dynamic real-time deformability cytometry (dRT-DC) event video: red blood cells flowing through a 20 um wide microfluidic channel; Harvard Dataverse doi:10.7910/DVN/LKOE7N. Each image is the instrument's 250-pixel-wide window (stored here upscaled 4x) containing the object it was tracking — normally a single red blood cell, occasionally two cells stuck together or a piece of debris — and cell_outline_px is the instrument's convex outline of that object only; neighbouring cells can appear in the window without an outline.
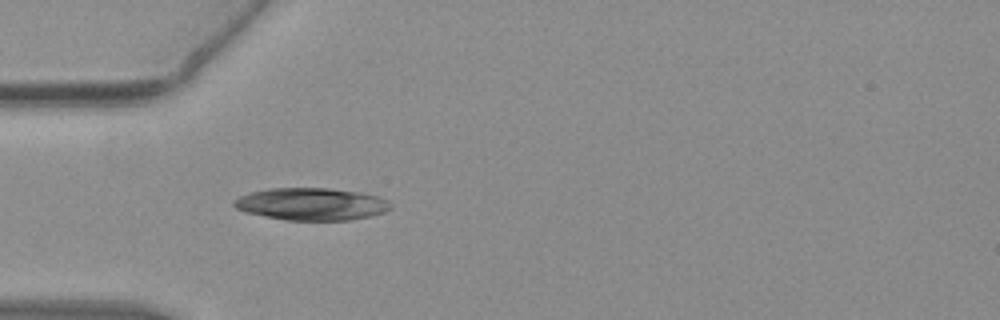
{"species": "common noctule bat (a hibernating species)", "species_latin": "Nyctalus noctula", "temperature_condition": "warm", "stored_images_in_passage": 41, "camera_frame_rate_fps": 3000, "um_per_image_px": 0.085, "animal": {"sex": "female", "body_mass_g": 19.3, "forearm_length_mm": 54.1}, "frame": {"image": 1, "passage_image": 4, "time_ms": 1.0, "image_size_px": [1000, 320], "cell_outline_px": [[392, 208], [384, 212], [372, 216], [352, 220], [284, 220], [244, 212], [236, 208], [232, 204], [232, 200], [240, 196], [252, 192], [268, 188], [328, 188], [360, 192], [376, 196], [388, 200], [392, 204]], "centroid_in_image_um": [26.48, 17.35], "position_along_channel_um": 58.5, "area_um2": 29.71}}
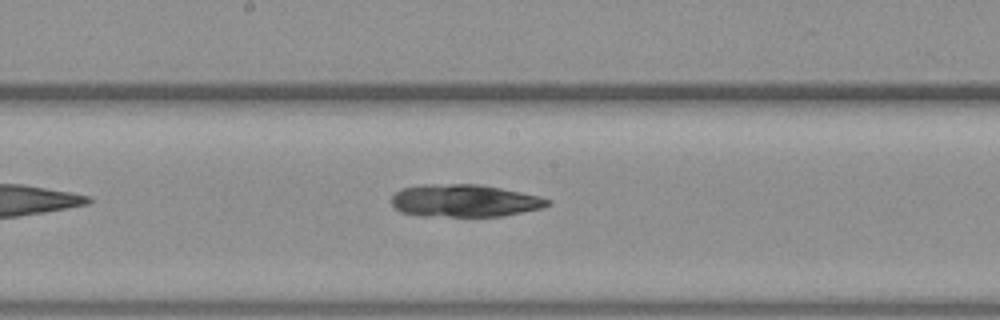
{"frame": {"image": 2, "passage_image": 16, "time_ms": 5.0, "image_size_px": [1000, 320], "cell_outline_px": [[552, 204], [544, 208], [500, 216], [416, 216], [400, 212], [392, 204], [392, 196], [400, 188], [420, 184], [480, 184], [540, 196], [552, 200]], "centroid_in_image_um": [39.47, 17.06], "position_along_channel_um": 208.7, "area_um2": 29.88}}
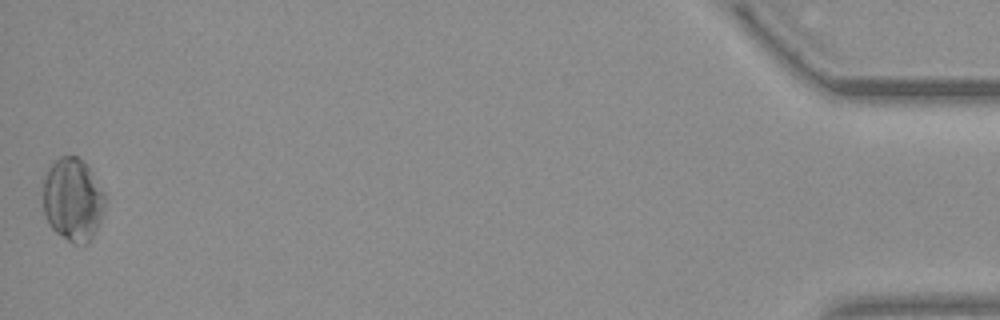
{"frame": {"image": 3, "passage_image": 41, "time_ms": 13.333, "image_size_px": [1000, 320], "cell_outline_px": [[104, 212], [88, 244], [72, 244], [56, 232], [48, 224], [44, 212], [44, 180], [48, 168], [60, 156], [76, 156], [84, 160], [104, 192]], "centroid_in_image_um": [6.19, 16.97], "position_along_channel_um": 429.0, "area_um2": 29.88}, "authors_computed_cell_mechanics": {"area_um2": 29.4202, "velocity_mm_per_s": 3.8427, "shape_relaxation_time_tau1_ms": null, "shape_relaxation_time_tau2_ms": 6.0305, "deformation_change_tau1": null, "deformation_change_tau2": 0.1047}}